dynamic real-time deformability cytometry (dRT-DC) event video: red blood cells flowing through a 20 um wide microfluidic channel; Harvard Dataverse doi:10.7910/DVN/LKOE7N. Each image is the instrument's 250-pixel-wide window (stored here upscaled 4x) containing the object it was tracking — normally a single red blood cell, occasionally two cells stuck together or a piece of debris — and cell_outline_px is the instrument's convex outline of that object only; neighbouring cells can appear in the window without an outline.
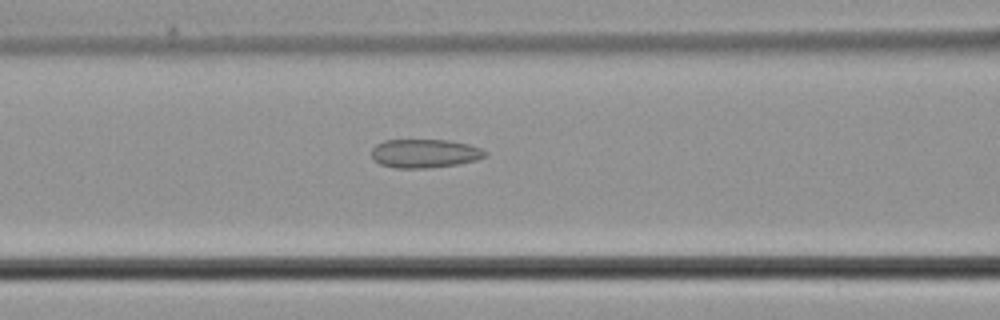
{"species": "common noctule bat (a hibernating species)", "species_latin": "Nyctalus noctula", "temperature_condition": "cold", "stored_images_in_passage": 46, "camera_frame_rate_fps": 3000, "um_per_image_px": 0.085, "animal": {"sex": "male", "body_mass_g": 21.5, "forearm_length_mm": 52.0}, "frame": {"image": 1, "passage_image": 17, "time_ms": 5.333, "image_size_px": [1000, 320], "cell_outline_px": [[488, 152], [484, 156], [476, 160], [460, 164], [424, 168], [396, 168], [380, 164], [372, 156], [372, 148], [376, 144], [384, 140], [448, 140], [468, 144], [480, 148]], "centroid_in_image_um": [36.1, 13.04], "position_along_channel_um": 130.5, "area_um2": 18.9}}
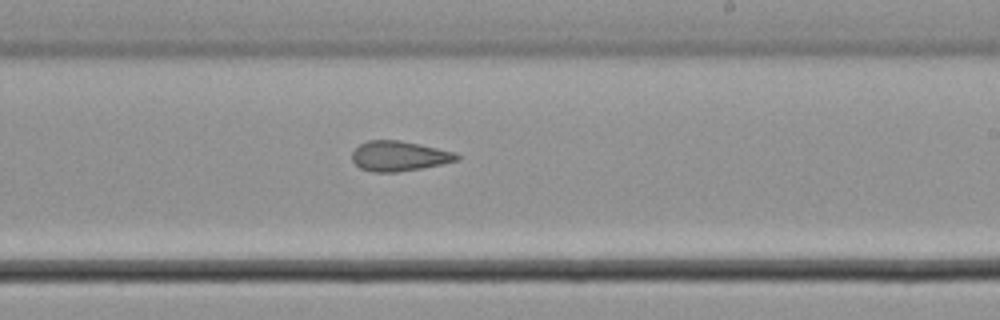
{"frame": {"image": 2, "passage_image": 26, "time_ms": 8.333, "image_size_px": [1000, 320], "cell_outline_px": [[460, 160], [420, 168], [396, 172], [372, 172], [360, 168], [352, 160], [352, 152], [360, 144], [368, 140], [400, 140], [420, 144], [456, 152], [460, 156]], "centroid_in_image_um": [33.93, 13.26], "position_along_channel_um": 255.1, "area_um2": 18.32}}
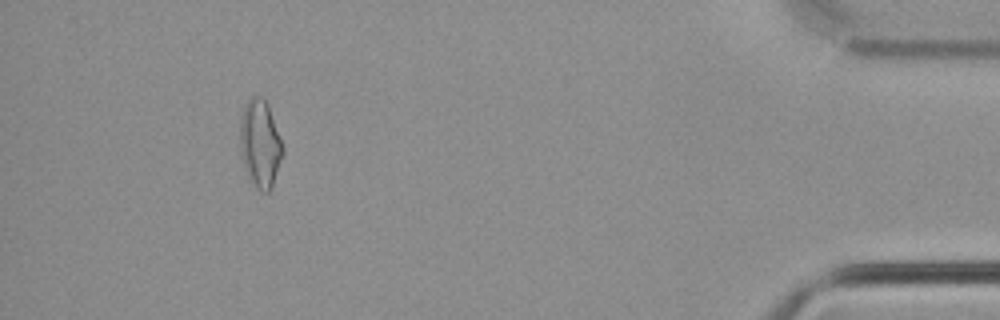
{"frame": {"image": 3, "passage_image": 42, "time_ms": 13.667, "image_size_px": [1000, 320], "cell_outline_px": [[284, 152], [272, 188], [268, 192], [260, 192], [248, 176], [244, 168], [240, 152], [240, 116], [244, 104], [252, 96], [260, 96], [268, 104], [284, 148]], "centroid_in_image_um": [22.1, 12.21], "position_along_channel_um": 413.1, "area_um2": 22.02}}